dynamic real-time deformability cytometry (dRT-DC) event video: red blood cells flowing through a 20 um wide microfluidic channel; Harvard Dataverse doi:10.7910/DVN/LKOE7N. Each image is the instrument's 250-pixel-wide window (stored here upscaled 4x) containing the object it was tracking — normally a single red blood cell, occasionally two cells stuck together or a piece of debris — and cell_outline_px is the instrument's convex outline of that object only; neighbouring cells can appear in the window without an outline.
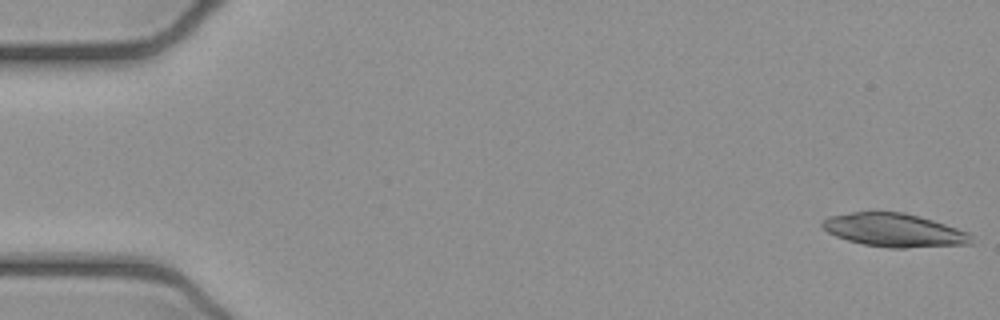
{"species": "common noctule bat (a hibernating species)", "species_latin": "Nyctalus noctula", "temperature_condition": "cold", "stored_images_in_passage": 51, "camera_frame_rate_fps": 3000, "um_per_image_px": 0.085, "animal": {"sex": "female", "body_mass_g": 21.9}, "frame": {"image": 1, "passage_image": 1, "time_ms": 0.0, "image_size_px": [1000, 320], "cell_outline_px": [[972, 244], [904, 248], [888, 248], [864, 244], [848, 240], [836, 236], [828, 232], [820, 224], [828, 216], [852, 212], [904, 212], [920, 216], [968, 232], [972, 236]], "centroid_in_image_um": [76.01, 19.56], "position_along_channel_um": 9.0, "area_um2": 28.84}}